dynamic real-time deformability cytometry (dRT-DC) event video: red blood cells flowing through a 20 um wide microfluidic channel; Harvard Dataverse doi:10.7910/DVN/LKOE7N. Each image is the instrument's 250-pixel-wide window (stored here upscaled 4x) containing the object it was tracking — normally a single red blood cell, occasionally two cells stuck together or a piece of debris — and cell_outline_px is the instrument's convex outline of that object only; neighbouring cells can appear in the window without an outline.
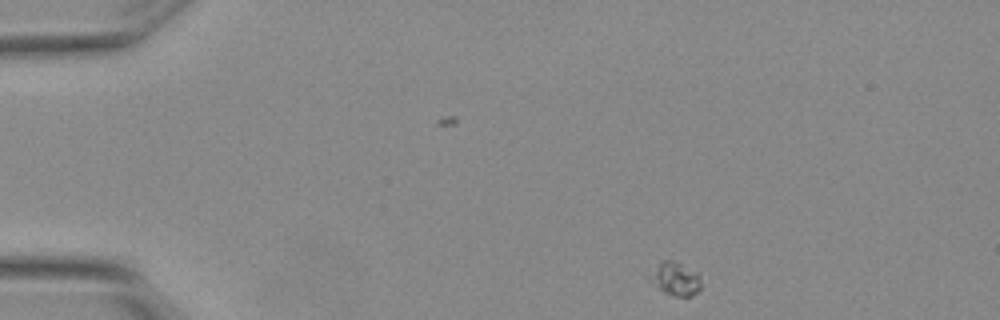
{"species": "Egyptian fruit bat (a non-hibernating species)", "species_latin": "Rousettus aegyptiacus", "temperature_condition": "warm", "stored_images_in_passage": 3, "camera_frame_rate_fps": 3000, "um_per_image_px": 0.085, "animal": {"sex": "female"}, "frame": {"image": 1, "passage_image": 1, "time_ms": 0.0, "image_size_px": [1000, 320], "cell_outline_px": [[700, 288], [692, 296], [672, 296], [664, 292], [648, 280], [644, 276], [644, 272], [660, 260], [672, 260], [696, 272], [700, 276]], "centroid_in_image_um": [57.26, 23.66], "position_along_channel_um": 27.7, "area_um2": 10.4}}